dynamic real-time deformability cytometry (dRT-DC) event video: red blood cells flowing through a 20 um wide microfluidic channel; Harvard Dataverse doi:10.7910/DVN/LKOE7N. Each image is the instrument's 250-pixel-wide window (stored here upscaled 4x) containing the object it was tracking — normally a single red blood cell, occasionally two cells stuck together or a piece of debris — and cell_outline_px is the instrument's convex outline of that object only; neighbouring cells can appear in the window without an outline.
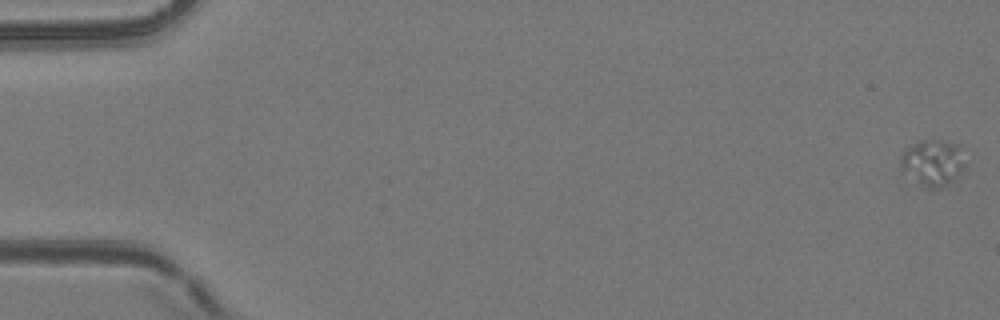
{"species": "common noctule bat (a hibernating species)", "species_latin": "Nyctalus noctula", "temperature_condition": "room temperature", "stored_images_in_passage": 11, "camera_frame_rate_fps": 3000, "um_per_image_px": 0.085, "animal": {"sex": "female", "body_mass_g": 24.6, "forearm_length_mm": 56.2}, "frame": {"image": 1, "passage_image": 1, "time_ms": 0.0, "image_size_px": [1000, 320], "cell_outline_px": [[968, 164], [948, 184], [936, 188], [928, 188], [920, 184], [900, 172], [900, 156], [904, 148], [920, 140], [940, 140], [956, 144]], "centroid_in_image_um": [79.23, 13.82], "position_along_channel_um": 5.8, "area_um2": 17.57}}